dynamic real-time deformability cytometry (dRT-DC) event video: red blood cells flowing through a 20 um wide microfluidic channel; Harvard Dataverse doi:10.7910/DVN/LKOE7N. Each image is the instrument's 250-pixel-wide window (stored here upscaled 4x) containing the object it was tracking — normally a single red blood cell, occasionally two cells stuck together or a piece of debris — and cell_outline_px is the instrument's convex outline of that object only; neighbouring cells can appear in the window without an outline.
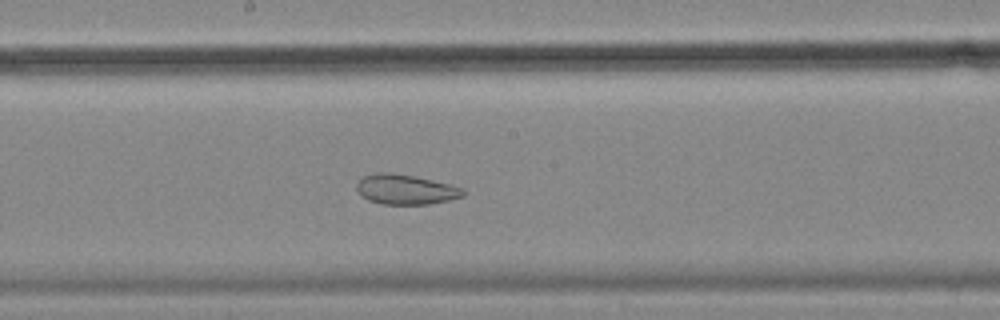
{"species": "common noctule bat (a hibernating species)", "species_latin": "Nyctalus noctula", "temperature_condition": "cold", "stored_images_in_passage": 59, "camera_frame_rate_fps": 3000, "um_per_image_px": 0.085, "animal": {"sex": "female", "body_mass_g": 18.4}, "frame": {"image": 1, "passage_image": 31, "time_ms": 10.0, "image_size_px": [1000, 320], "cell_outline_px": [[464, 196], [448, 200], [428, 204], [380, 204], [368, 200], [360, 196], [356, 188], [356, 184], [364, 176], [376, 172], [392, 172], [412, 176], [448, 184], [464, 188]], "centroid_in_image_um": [34.43, 16.11], "position_along_channel_um": 213.8, "area_um2": 18.5}}
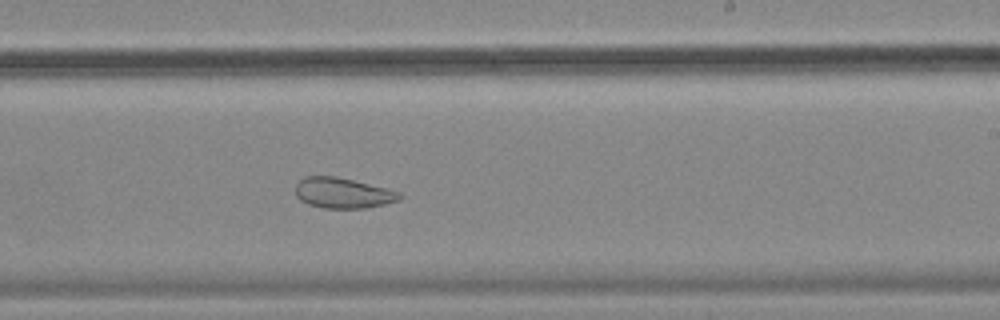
{"frame": {"image": 2, "passage_image": 35, "time_ms": 11.333, "image_size_px": [1000, 320], "cell_outline_px": [[404, 196], [400, 200], [384, 204], [364, 208], [324, 208], [308, 204], [300, 200], [296, 196], [296, 184], [304, 176], [336, 176], [388, 188], [400, 192]], "centroid_in_image_um": [29.16, 16.4], "position_along_channel_um": 259.8, "area_um2": 18.61}}
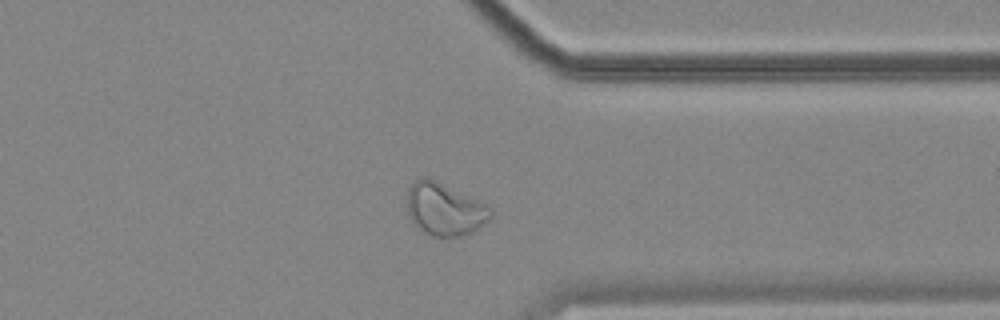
{"frame": {"image": 3, "passage_image": 45, "time_ms": 14.667, "image_size_px": [1000, 320], "cell_outline_px": [[492, 216], [488, 220], [472, 232], [456, 236], [432, 236], [416, 228], [412, 224], [408, 216], [408, 188], [416, 180], [424, 176], [436, 180], [488, 204], [492, 208]], "centroid_in_image_um": [37.79, 17.78], "position_along_channel_um": 373.6, "area_um2": 25.66}, "authors_computed_cell_mechanics": {"area_um2": 27.8018, "velocity_mm_per_s": 3.478, "shape_relaxation_time_tau1_ms": null, "shape_relaxation_time_tau2_ms": 2.6378, "deformation_change_tau1": null, "deformation_change_tau2": 0.0846}}